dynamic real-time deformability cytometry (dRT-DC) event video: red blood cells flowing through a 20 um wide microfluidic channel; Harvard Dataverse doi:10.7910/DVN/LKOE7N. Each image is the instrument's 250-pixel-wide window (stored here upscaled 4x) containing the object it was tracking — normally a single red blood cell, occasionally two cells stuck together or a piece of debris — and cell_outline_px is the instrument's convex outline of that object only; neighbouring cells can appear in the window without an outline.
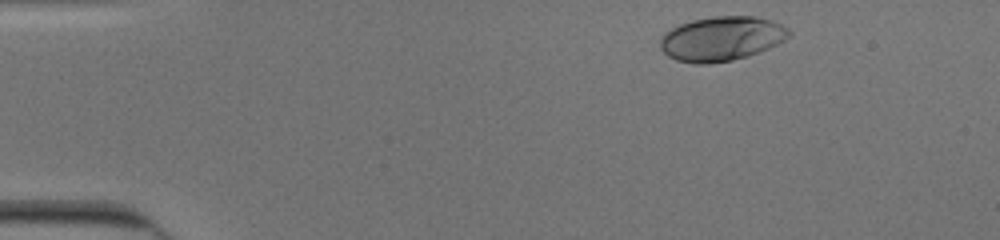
{"species": "human", "species_latin": "Homo sapiens", "temperature_condition": "cold", "stored_images_in_passage": 37, "camera_frame_rate_fps": 3000, "um_per_image_px": 0.085, "donor": {"sex": "male"}, "frame": {"image": 1, "passage_image": 2, "time_ms": 0.333, "image_size_px": [1000, 240], "cell_outline_px": [[792, 32], [784, 40], [768, 48], [748, 56], [732, 60], [708, 64], [692, 64], [676, 60], [668, 56], [660, 48], [660, 40], [664, 32], [680, 24], [692, 20], [716, 16], [752, 16], [772, 20], [788, 28]], "centroid_in_image_um": [61.31, 3.29], "position_along_channel_um": 23.7, "area_um2": 33.35}}
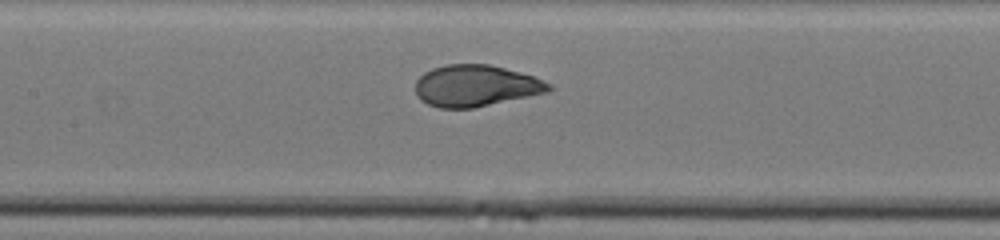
{"frame": {"image": 2, "passage_image": 20, "time_ms": 6.333, "image_size_px": [1000, 240], "cell_outline_px": [[552, 88], [548, 92], [472, 108], [440, 108], [428, 104], [420, 100], [416, 92], [416, 80], [424, 72], [432, 68], [448, 64], [488, 64], [504, 68], [532, 76], [552, 84]], "centroid_in_image_um": [40.41, 7.29], "position_along_channel_um": 167.0, "area_um2": 32.02}}
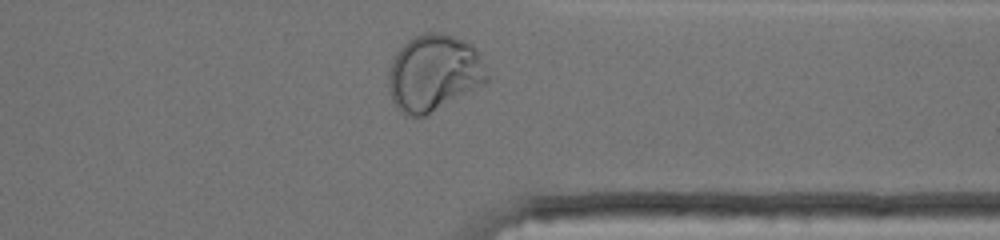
{"frame": {"image": 3, "passage_image": 36, "time_ms": 11.667, "image_size_px": [1000, 240], "cell_outline_px": [[488, 80], [484, 84], [424, 116], [404, 116], [396, 108], [392, 100], [388, 88], [388, 72], [392, 60], [396, 52], [408, 40], [416, 36], [428, 32], [440, 32], [464, 40], [472, 44], [476, 48], [488, 76]], "centroid_in_image_um": [36.84, 6.2], "position_along_channel_um": 374.6, "area_um2": 43.87}, "authors_computed_cell_mechanics": {"area_um2": 32.4258, "velocity_mm_per_s": 3.9216, "shape_relaxation_time_tau1_ms": 4.5012, "shape_relaxation_time_tau2_ms": null, "deformation_change_tau1": 0.2298, "deformation_change_tau2": null}}